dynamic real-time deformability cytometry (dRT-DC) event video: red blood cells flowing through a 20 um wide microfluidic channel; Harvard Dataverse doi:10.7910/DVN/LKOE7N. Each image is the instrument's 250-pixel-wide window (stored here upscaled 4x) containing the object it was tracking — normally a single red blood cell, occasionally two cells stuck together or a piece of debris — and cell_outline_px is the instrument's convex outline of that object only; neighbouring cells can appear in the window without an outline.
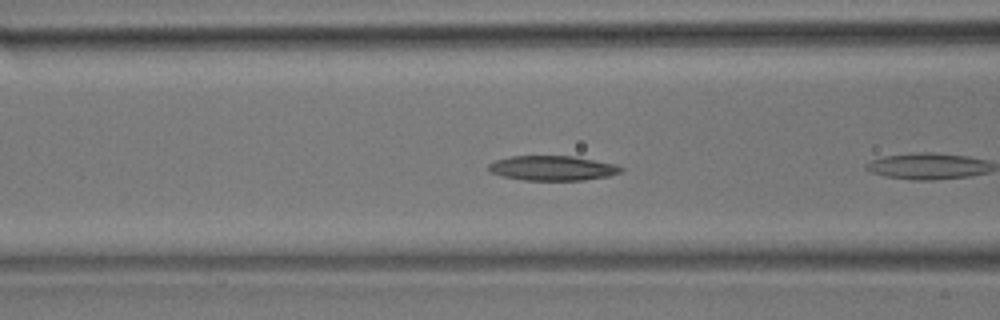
{"species": "common noctule bat (a hibernating species)", "species_latin": "Nyctalus noctula", "temperature_condition": "room temperature", "stored_images_in_passage": 6, "camera_frame_rate_fps": 3000, "um_per_image_px": 0.085, "animal": {"sex": "male", "body_mass_g": 17.9}, "frame": {"image": 1, "passage_image": 5, "time_ms": 1.333, "image_size_px": [1000, 320], "cell_outline_px": [[624, 168], [620, 172], [608, 176], [584, 180], [524, 180], [504, 176], [488, 172], [488, 164], [496, 160], [512, 156], [572, 156], [616, 164]], "centroid_in_image_um": [46.95, 14.29], "position_along_channel_um": 119.7, "area_um2": 19.02}}